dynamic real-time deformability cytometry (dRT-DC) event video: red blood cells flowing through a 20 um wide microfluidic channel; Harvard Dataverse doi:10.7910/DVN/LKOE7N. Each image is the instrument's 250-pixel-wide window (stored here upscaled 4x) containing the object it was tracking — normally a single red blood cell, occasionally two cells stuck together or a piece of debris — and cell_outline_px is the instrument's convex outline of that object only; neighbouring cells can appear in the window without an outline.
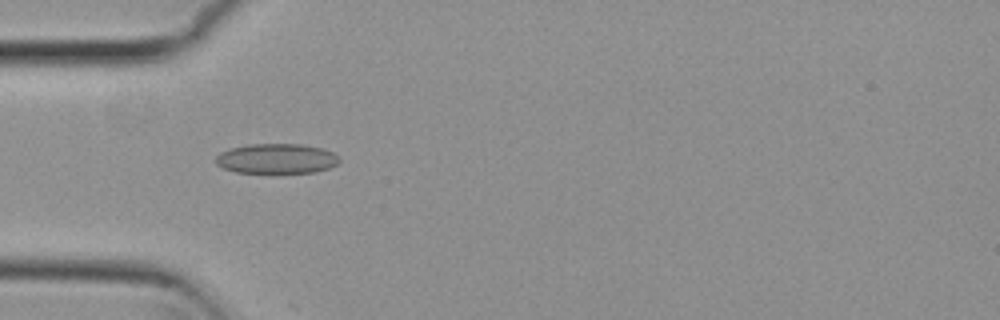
{"species": "common noctule bat (a hibernating species)", "species_latin": "Nyctalus noctula", "temperature_condition": "cold", "stored_images_in_passage": 14, "camera_frame_rate_fps": 3000, "um_per_image_px": 0.085, "animal": {"sex": "female", "body_mass_g": 29.2, "forearm_length_mm": 56.3}, "frame": {"image": 1, "passage_image": 1, "time_ms": 0.0, "image_size_px": [1000, 320], "cell_outline_px": [[340, 160], [336, 164], [328, 168], [316, 172], [236, 172], [224, 168], [216, 164], [216, 156], [220, 152], [232, 148], [248, 144], [300, 144], [320, 148], [332, 152]], "centroid_in_image_um": [23.48, 13.48], "position_along_channel_um": 61.5, "area_um2": 21.21}}
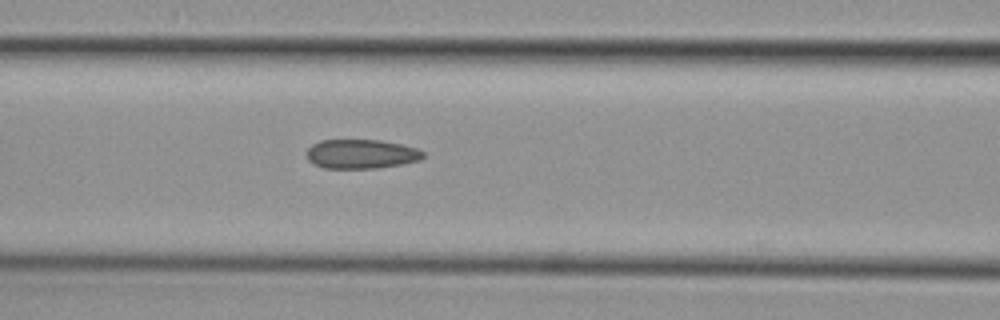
{"frame": {"image": 2, "passage_image": 7, "time_ms": 2.0, "image_size_px": [1000, 320], "cell_outline_px": [[424, 156], [420, 160], [380, 168], [324, 168], [312, 164], [308, 160], [308, 148], [312, 144], [320, 140], [380, 140], [400, 144], [416, 148], [424, 152]], "centroid_in_image_um": [30.69, 13.09], "position_along_channel_um": 135.9, "area_um2": 19.83}}
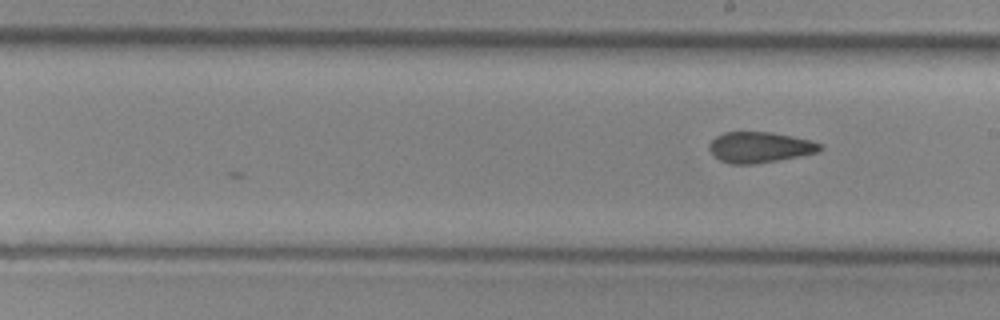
{"frame": {"image": 3, "passage_image": 14, "time_ms": 4.333, "image_size_px": [1000, 320], "cell_outline_px": [[824, 148], [820, 152], [800, 156], [756, 164], [732, 164], [720, 160], [708, 148], [708, 144], [716, 136], [724, 132], [772, 132], [812, 140], [824, 144]], "centroid_in_image_um": [64.64, 12.51], "position_along_channel_um": 224.4, "area_um2": 20.06}}